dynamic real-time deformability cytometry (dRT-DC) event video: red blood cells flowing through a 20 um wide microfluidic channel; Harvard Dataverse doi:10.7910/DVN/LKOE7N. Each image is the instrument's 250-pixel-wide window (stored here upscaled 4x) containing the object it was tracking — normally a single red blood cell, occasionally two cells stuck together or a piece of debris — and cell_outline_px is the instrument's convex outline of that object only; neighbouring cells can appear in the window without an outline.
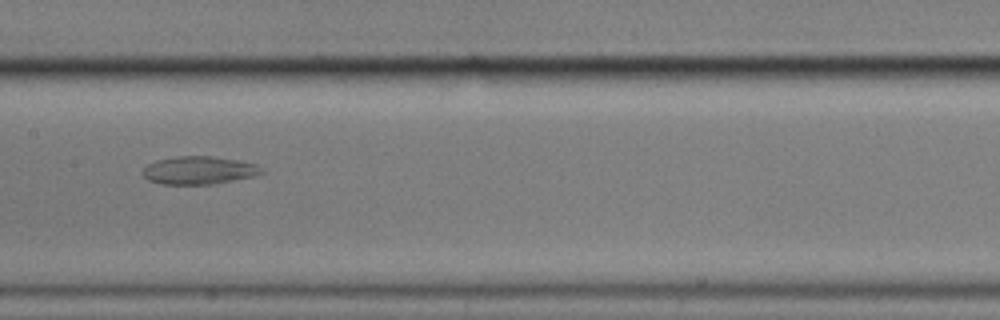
{"species": "common noctule bat (a hibernating species)", "species_latin": "Nyctalus noctula", "temperature_condition": "cold", "stored_images_in_passage": 6, "camera_frame_rate_fps": 3000, "um_per_image_px": 0.085, "animal": {"sex": "male", "body_mass_g": 17.9}, "frame": {"image": 1, "passage_image": 6, "time_ms": 6.0, "image_size_px": [1000, 320], "cell_outline_px": [[264, 172], [252, 176], [212, 184], [160, 184], [148, 180], [144, 176], [144, 168], [148, 164], [156, 160], [176, 156], [212, 156], [236, 160], [256, 164]], "centroid_in_image_um": [16.87, 14.47], "position_along_channel_um": 190.5, "area_um2": 19.07}}